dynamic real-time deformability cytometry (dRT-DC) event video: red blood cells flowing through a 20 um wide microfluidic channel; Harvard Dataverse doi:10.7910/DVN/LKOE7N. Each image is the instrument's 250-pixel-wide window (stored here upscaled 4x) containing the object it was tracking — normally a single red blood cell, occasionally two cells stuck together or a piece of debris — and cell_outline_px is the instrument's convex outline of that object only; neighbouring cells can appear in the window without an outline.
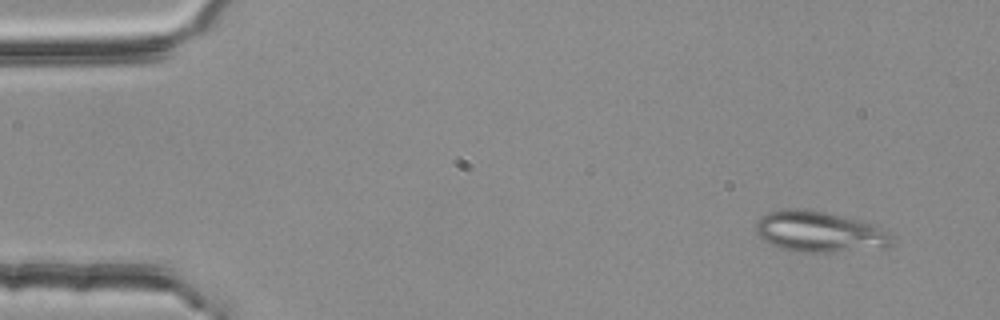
{"species": "common noctule bat (a hibernating species)", "species_latin": "Nyctalus noctula", "temperature_condition": "room temperature", "stored_images_in_passage": 3, "camera_frame_rate_fps": 3000, "um_per_image_px": 0.085, "animal": {"sex": "female", "body_mass_g": 25.1}, "frame": {"image": 1, "passage_image": 3, "time_ms": 0.667, "image_size_px": [1000, 320], "cell_outline_px": [[896, 236], [892, 244], [884, 248], [836, 252], [792, 252], [768, 244], [756, 232], [756, 220], [760, 216], [768, 212], [780, 208], [804, 208], [824, 212], [876, 224], [888, 228]], "centroid_in_image_um": [69.71, 19.7], "position_along_channel_um": 15.3, "area_um2": 33.41}}